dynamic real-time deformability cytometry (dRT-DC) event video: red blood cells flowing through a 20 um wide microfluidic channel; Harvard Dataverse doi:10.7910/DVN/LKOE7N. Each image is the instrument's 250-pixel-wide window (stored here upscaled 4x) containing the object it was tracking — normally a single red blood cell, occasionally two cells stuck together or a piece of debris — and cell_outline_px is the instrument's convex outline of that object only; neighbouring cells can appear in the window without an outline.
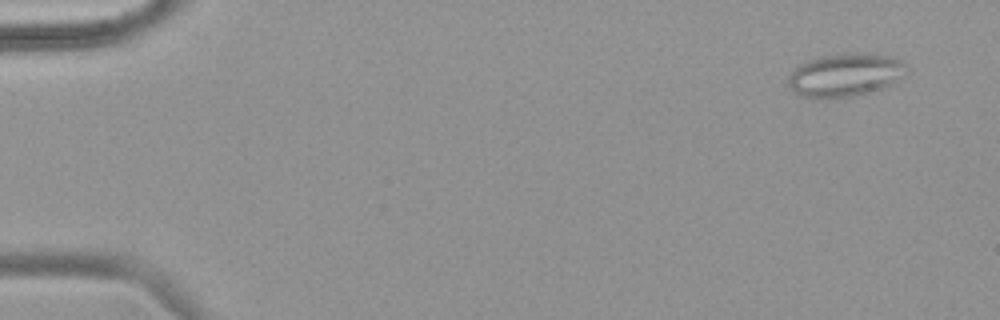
{"species": "common noctule bat (a hibernating species)", "species_latin": "Nyctalus noctula", "temperature_condition": "warm", "stored_images_in_passage": 55, "segment_of_instrument_passage": [1, 2], "camera_frame_rate_fps": 3000, "um_per_image_px": 0.085, "animal": {"sex": "female", "body_mass_g": 18.4}, "frame": {"image": 1, "passage_image": 4, "time_ms": 1.0, "image_size_px": [1000, 320], "cell_outline_px": [[912, 72], [892, 84], [868, 92], [852, 96], [828, 100], [796, 96], [788, 84], [788, 76], [800, 64], [820, 56], [844, 52], [872, 52], [892, 56], [904, 60], [912, 68]], "centroid_in_image_um": [71.93, 6.36], "position_along_channel_um": 13.1, "area_um2": 31.1}}